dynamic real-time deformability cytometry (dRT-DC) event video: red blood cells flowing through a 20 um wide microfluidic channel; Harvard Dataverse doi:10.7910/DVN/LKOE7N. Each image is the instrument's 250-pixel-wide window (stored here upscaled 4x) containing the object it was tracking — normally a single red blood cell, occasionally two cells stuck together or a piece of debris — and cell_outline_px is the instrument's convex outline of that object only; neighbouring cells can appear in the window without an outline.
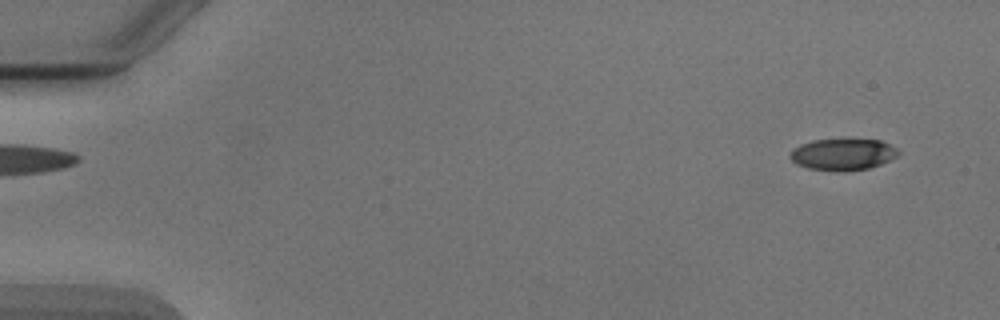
{"species": "Egyptian fruit bat (a non-hibernating species)", "species_latin": "Rousettus aegyptiacus", "temperature_condition": "cold", "stored_images_in_passage": 4, "camera_frame_rate_fps": 3000, "um_per_image_px": 0.085, "animal": {"sex": "male"}, "frame": {"image": 1, "passage_image": 1, "time_ms": 0.0, "image_size_px": [1000, 320], "cell_outline_px": [[900, 152], [896, 156], [880, 164], [868, 168], [844, 172], [836, 172], [808, 168], [796, 164], [788, 156], [792, 148], [800, 144], [812, 140], [880, 140], [896, 148]], "centroid_in_image_um": [71.58, 13.14], "position_along_channel_um": 13.4, "area_um2": 19.88}}